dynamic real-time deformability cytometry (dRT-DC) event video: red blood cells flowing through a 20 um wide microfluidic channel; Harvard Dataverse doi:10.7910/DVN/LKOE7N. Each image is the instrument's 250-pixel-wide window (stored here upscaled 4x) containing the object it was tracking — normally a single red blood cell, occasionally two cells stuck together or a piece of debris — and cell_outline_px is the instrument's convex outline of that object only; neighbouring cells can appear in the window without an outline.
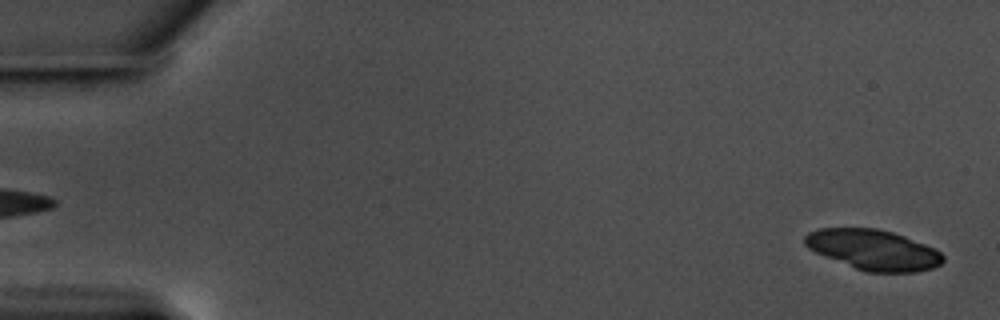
{"species": "common noctule bat (a hibernating species)", "species_latin": "Nyctalus noctula", "temperature_condition": "warm", "stored_images_in_passage": 58, "camera_frame_rate_fps": 3000, "um_per_image_px": 0.085, "animal": {"sex": "male", "body_mass_g": 17.5, "forearm_length_mm": 52.3}, "frame": {"image": 1, "passage_image": 2, "time_ms": 0.333, "image_size_px": [1000, 320], "cell_outline_px": [[944, 260], [940, 264], [932, 268], [916, 272], [868, 272], [856, 268], [824, 256], [808, 248], [804, 244], [804, 236], [808, 232], [820, 228], [876, 228], [892, 232], [904, 236], [936, 248], [944, 256]], "centroid_in_image_um": [74.24, 21.22], "position_along_channel_um": 10.8, "area_um2": 32.37}}
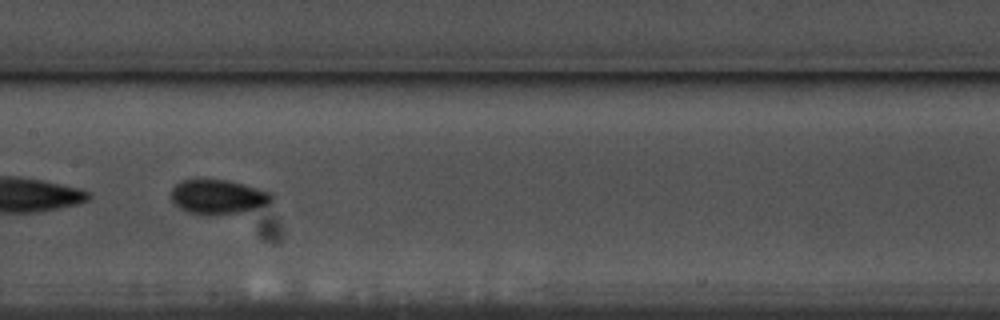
{"frame": {"image": 2, "passage_image": 30, "time_ms": 9.667, "image_size_px": [1000, 320], "cell_outline_px": [[276, 196], [268, 204], [240, 212], [188, 212], [180, 208], [172, 200], [172, 188], [180, 180], [192, 176], [228, 180], [260, 188], [272, 192]], "centroid_in_image_um": [18.54, 16.63], "position_along_channel_um": 188.9, "area_um2": 20.23}}
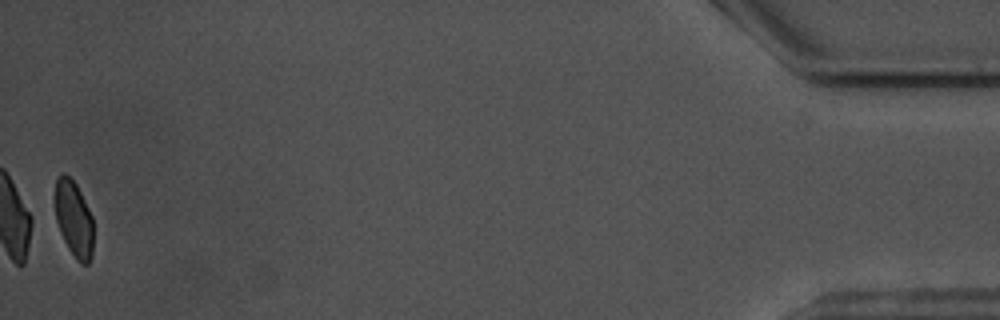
{"frame": {"image": 3, "passage_image": 58, "time_ms": 19.0, "image_size_px": [1000, 320], "cell_outline_px": [[92, 256], [88, 264], [80, 264], [76, 260], [68, 248], [60, 232], [56, 220], [56, 180], [60, 172], [64, 172], [76, 184], [92, 216]], "centroid_in_image_um": [6.28, 18.62], "position_along_channel_um": 428.9, "area_um2": 16.82}, "authors_computed_cell_mechanics": {"area_um2": 19.7098, "velocity_mm_per_s": 3.5396, "shape_relaxation_time_tau1_ms": 2.0941, "shape_relaxation_time_tau2_ms": 1.0416, "deformation_change_tau1": 0.0788, "deformation_change_tau2": 0.0486}}